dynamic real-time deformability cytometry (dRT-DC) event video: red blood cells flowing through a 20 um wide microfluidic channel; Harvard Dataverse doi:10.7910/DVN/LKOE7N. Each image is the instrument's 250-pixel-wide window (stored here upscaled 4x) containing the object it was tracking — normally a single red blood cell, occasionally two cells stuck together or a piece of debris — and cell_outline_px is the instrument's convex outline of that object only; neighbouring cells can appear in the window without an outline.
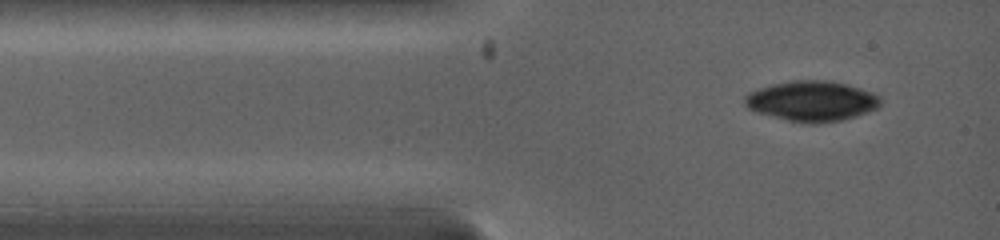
{"species": "common noctule bat (a hibernating species)", "species_latin": "Nyctalus noctula", "temperature_condition": "warm", "stored_images_in_passage": 3, "camera_frame_rate_fps": 5000, "um_per_image_px": 0.085, "animal": {"sex": "female", "body_mass_g": 19.0, "forearm_length_mm": 53.3}, "frame": {"image": 1, "passage_image": 1, "time_ms": 0.0, "image_size_px": [1000, 240], "cell_outline_px": [[880, 104], [876, 108], [856, 116], [840, 120], [820, 124], [808, 124], [788, 120], [756, 112], [748, 108], [744, 104], [744, 96], [748, 92], [756, 88], [772, 84], [792, 80], [832, 80], [848, 84], [872, 92], [880, 96]], "centroid_in_image_um": [68.97, 8.58], "position_along_channel_um": 16.0, "area_um2": 32.14}}